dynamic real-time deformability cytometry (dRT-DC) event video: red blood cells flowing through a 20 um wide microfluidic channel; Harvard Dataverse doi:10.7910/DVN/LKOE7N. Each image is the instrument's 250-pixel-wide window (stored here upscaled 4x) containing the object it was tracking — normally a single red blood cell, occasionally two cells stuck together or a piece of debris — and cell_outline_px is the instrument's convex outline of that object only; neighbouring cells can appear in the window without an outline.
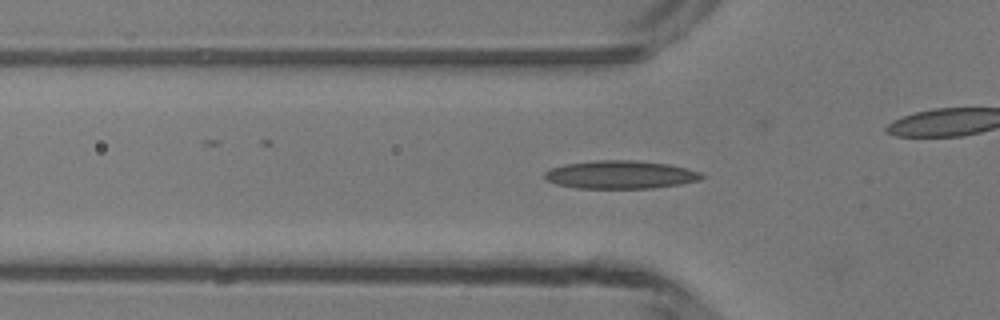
{"species": "common noctule bat (a hibernating species)", "species_latin": "Nyctalus noctula", "temperature_condition": "room temperature", "stored_images_in_passage": 50, "camera_frame_rate_fps": 3000, "um_per_image_px": 0.085, "animal": {"sex": "male", "body_mass_g": 13.3}, "frame": {"image": 1, "passage_image": 16, "time_ms": 5.0, "image_size_px": [1000, 320], "cell_outline_px": [[704, 176], [700, 180], [680, 184], [652, 188], [576, 188], [556, 184], [548, 180], [544, 176], [544, 172], [552, 168], [564, 164], [596, 160], [636, 160], [668, 164], [700, 172]], "centroid_in_image_um": [52.72, 14.84], "position_along_channel_um": 73.1, "area_um2": 25.61}}
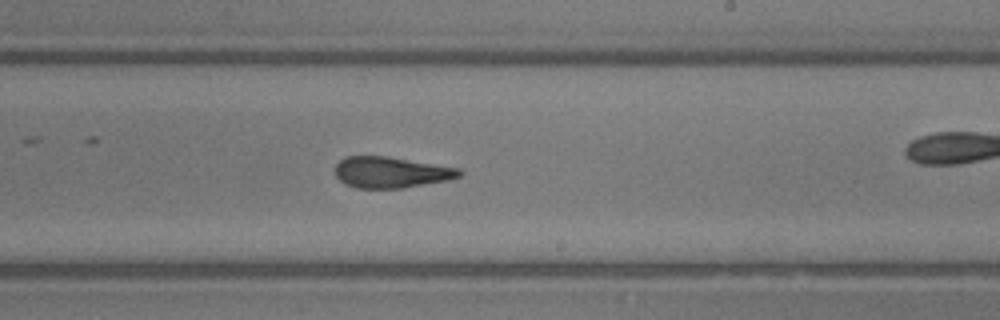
{"frame": {"image": 2, "passage_image": 29, "time_ms": 9.333, "image_size_px": [1000, 320], "cell_outline_px": [[464, 172], [460, 176], [448, 180], [404, 188], [356, 188], [344, 184], [336, 176], [336, 164], [340, 160], [348, 156], [388, 156], [460, 168]], "centroid_in_image_um": [33.26, 14.65], "position_along_channel_um": 255.7, "area_um2": 22.6}}
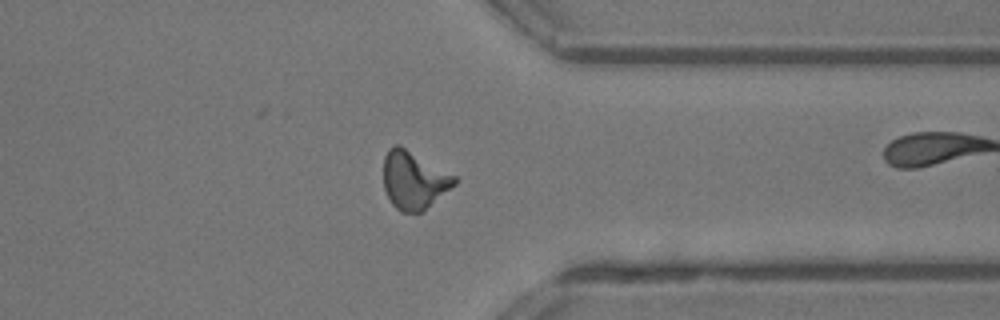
{"frame": {"image": 3, "passage_image": 38, "time_ms": 12.333, "image_size_px": [1000, 320], "cell_outline_px": [[456, 184], [424, 212], [400, 212], [392, 204], [384, 188], [384, 156], [388, 148], [396, 144], [400, 144], [456, 176]], "centroid_in_image_um": [35.18, 15.31], "position_along_channel_um": 376.2, "area_um2": 24.16}, "authors_computed_cell_mechanics": {"area_um2": 23.1778, "velocity_mm_per_s": 4.1946, "shape_relaxation_time_tau1_ms": null, "shape_relaxation_time_tau2_ms": 2.1434, "deformation_change_tau1": null, "deformation_change_tau2": 0.1122}}